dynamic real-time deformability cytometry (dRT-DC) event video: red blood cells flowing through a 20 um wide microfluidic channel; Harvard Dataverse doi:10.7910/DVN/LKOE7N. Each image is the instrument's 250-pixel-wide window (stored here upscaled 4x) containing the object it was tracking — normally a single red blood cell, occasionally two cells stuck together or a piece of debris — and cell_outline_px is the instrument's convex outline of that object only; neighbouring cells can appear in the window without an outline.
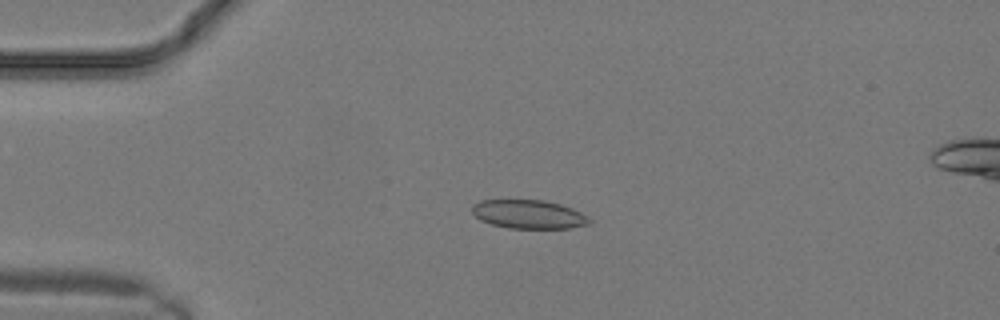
{"species": "common noctule bat (a hibernating species)", "species_latin": "Nyctalus noctula", "temperature_condition": "warm", "stored_images_in_passage": 12, "camera_frame_rate_fps": 3000, "um_per_image_px": 0.085, "animal": {"sex": "male", "body_mass_g": 19.2, "forearm_length_mm": 51.8}, "frame": {"image": 1, "passage_image": 4, "time_ms": 1.0, "image_size_px": [1000, 320], "cell_outline_px": [[592, 220], [588, 224], [568, 228], [508, 228], [492, 224], [480, 220], [472, 212], [472, 204], [480, 200], [544, 200], [560, 204], [572, 208], [580, 212]], "centroid_in_image_um": [44.91, 18.21], "position_along_channel_um": 40.1, "area_um2": 19.54}}
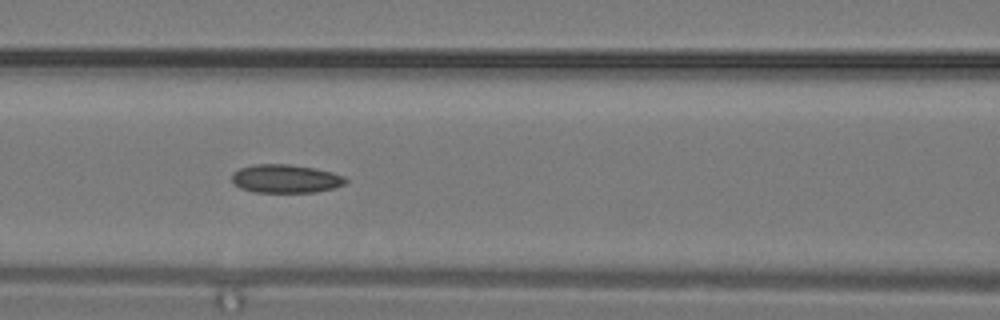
{"frame": {"image": 2, "passage_image": 9, "time_ms": 2.667, "image_size_px": [1000, 320], "cell_outline_px": [[348, 180], [344, 184], [332, 188], [316, 192], [256, 192], [240, 188], [232, 180], [232, 172], [240, 168], [252, 164], [288, 164], [316, 168], [332, 172], [344, 176]], "centroid_in_image_um": [24.27, 15.18], "position_along_channel_um": 142.3, "area_um2": 18.84}}
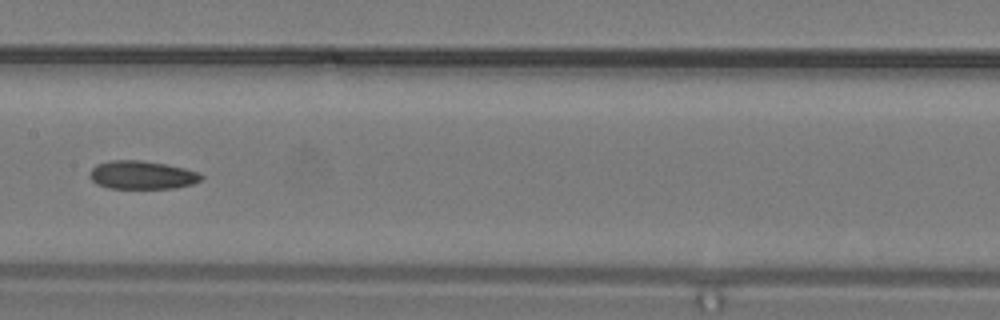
{"frame": {"image": 3, "passage_image": 11, "time_ms": 3.333, "image_size_px": [1000, 320], "cell_outline_px": [[204, 176], [200, 180], [192, 184], [176, 188], [108, 188], [96, 184], [88, 176], [88, 172], [96, 164], [112, 160], [140, 160], [164, 164], [184, 168], [200, 172]], "centroid_in_image_um": [12.04, 14.87], "position_along_channel_um": 195.4, "area_um2": 18.5}}